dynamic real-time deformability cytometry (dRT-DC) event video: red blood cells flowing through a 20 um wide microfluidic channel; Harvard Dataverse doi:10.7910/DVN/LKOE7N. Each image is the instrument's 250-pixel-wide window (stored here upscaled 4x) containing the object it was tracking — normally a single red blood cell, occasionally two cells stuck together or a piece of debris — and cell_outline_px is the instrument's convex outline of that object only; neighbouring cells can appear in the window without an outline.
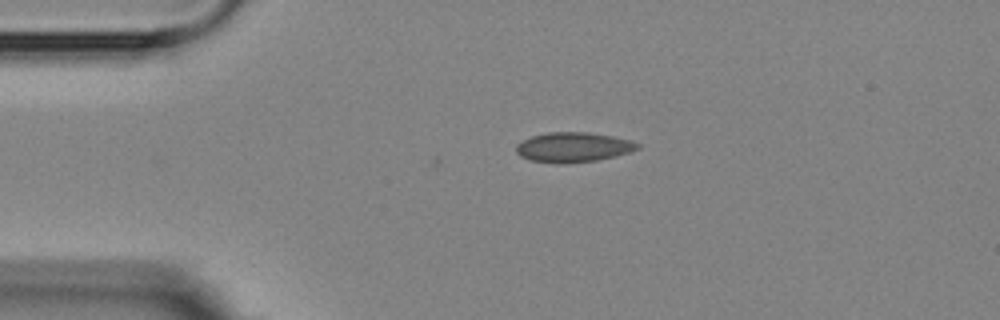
{"species": "Egyptian fruit bat (a non-hibernating species)", "species_latin": "Rousettus aegyptiacus", "temperature_condition": "room temperature", "stored_images_in_passage": 3, "camera_frame_rate_fps": 3000, "um_per_image_px": 0.085, "animal": {"sex": "female"}, "frame": {"image": 1, "passage_image": 2, "time_ms": 1.333, "image_size_px": [1000, 320], "cell_outline_px": [[640, 148], [616, 156], [596, 160], [564, 164], [556, 164], [528, 160], [520, 156], [516, 152], [516, 144], [532, 136], [548, 132], [588, 132], [612, 136], [632, 140], [640, 144]], "centroid_in_image_um": [48.71, 12.52], "position_along_channel_um": 36.3, "area_um2": 21.27}}